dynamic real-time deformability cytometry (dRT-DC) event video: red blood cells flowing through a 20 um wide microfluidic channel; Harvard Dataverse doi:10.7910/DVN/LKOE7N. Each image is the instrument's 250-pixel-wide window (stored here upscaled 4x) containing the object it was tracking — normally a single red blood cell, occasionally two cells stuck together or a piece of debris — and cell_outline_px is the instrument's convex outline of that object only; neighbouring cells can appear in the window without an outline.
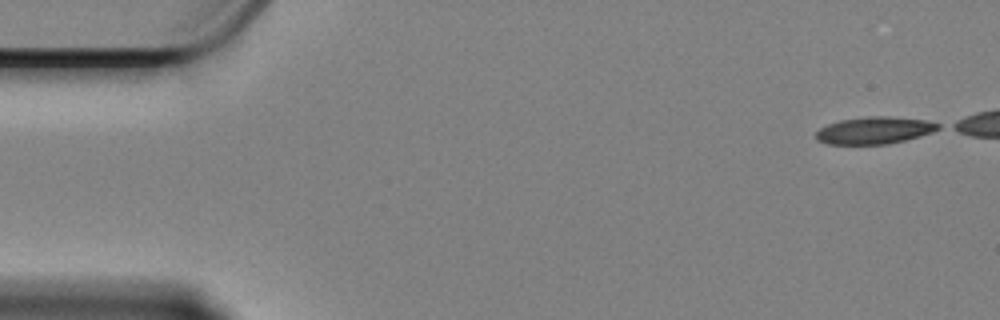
{"species": "Egyptian fruit bat (a non-hibernating species)", "species_latin": "Rousettus aegyptiacus", "temperature_condition": "cold", "stored_images_in_passage": 46, "camera_frame_rate_fps": 3000, "um_per_image_px": 0.085, "animal": {"sex": "female"}, "frame": {"image": 1, "passage_image": 1, "time_ms": 0.0, "image_size_px": [1000, 320], "cell_outline_px": [[940, 128], [932, 132], [904, 140], [888, 144], [828, 144], [816, 140], [816, 132], [820, 128], [828, 124], [840, 120], [868, 116], [888, 116], [924, 120], [940, 124]], "centroid_in_image_um": [74.29, 11.08], "position_along_channel_um": 10.7, "area_um2": 19.13}}
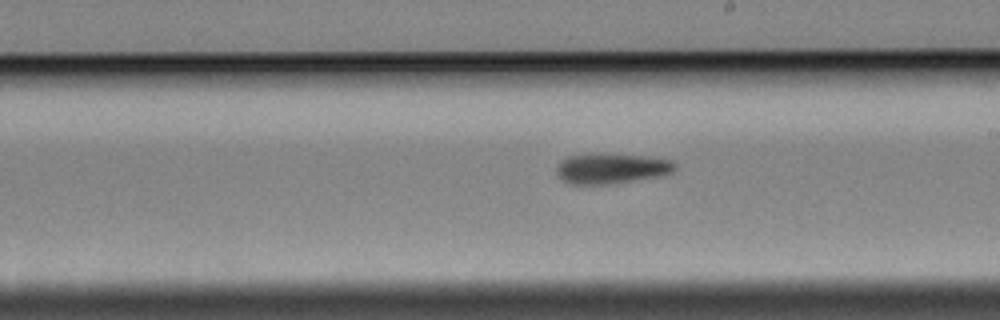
{"frame": {"image": 2, "passage_image": 31, "time_ms": 10.0, "image_size_px": [1000, 320], "cell_outline_px": [[676, 168], [672, 172], [660, 176], [616, 184], [568, 184], [556, 172], [556, 168], [560, 160], [568, 156], [648, 156], [672, 160], [676, 164]], "centroid_in_image_um": [52.02, 14.37], "position_along_channel_um": 237.0, "area_um2": 20.35}}
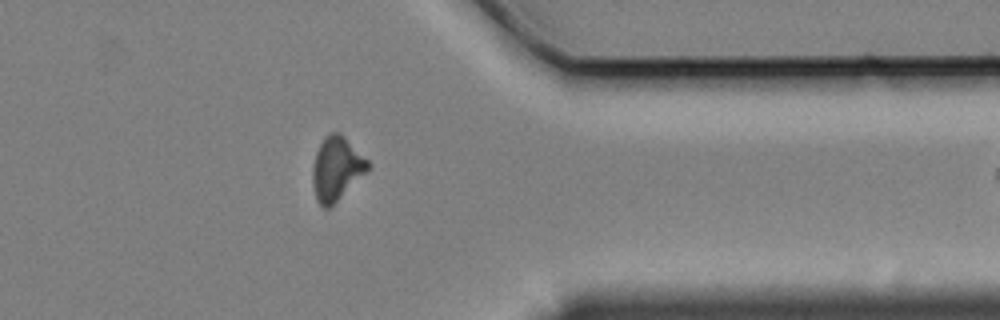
{"frame": {"image": 3, "passage_image": 45, "time_ms": 14.667, "image_size_px": [1000, 320], "cell_outline_px": [[372, 164], [368, 172], [328, 208], [324, 208], [316, 200], [312, 180], [312, 168], [316, 152], [324, 136], [332, 132], [340, 132]], "centroid_in_image_um": [28.62, 14.31], "position_along_channel_um": 382.8, "area_um2": 20.52}}